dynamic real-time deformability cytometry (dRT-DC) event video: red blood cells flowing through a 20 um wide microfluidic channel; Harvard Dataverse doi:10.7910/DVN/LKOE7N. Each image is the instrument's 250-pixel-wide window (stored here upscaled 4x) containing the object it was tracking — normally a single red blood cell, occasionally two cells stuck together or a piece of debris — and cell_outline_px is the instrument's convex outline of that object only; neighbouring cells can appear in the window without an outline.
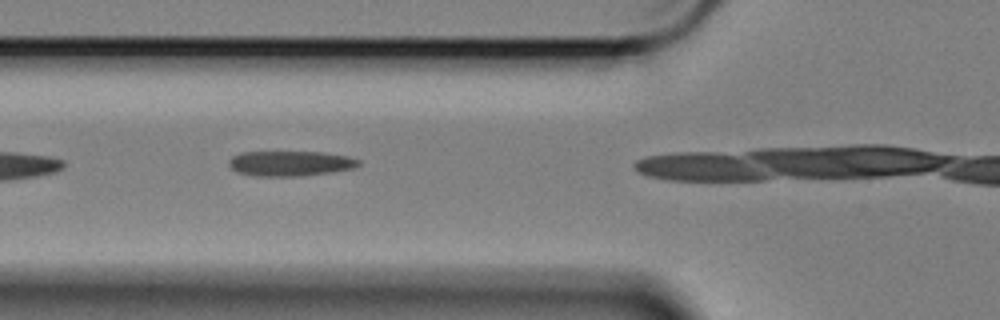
{"species": "Egyptian fruit bat (a non-hibernating species)", "species_latin": "Rousettus aegyptiacus", "temperature_condition": "cold", "stored_images_in_passage": 9, "camera_frame_rate_fps": 3000, "um_per_image_px": 0.085, "animal": {"sex": "female"}, "frame": {"image": 1, "passage_image": 6, "time_ms": 1.667, "image_size_px": [1000, 320], "cell_outline_px": [[360, 164], [352, 168], [332, 172], [304, 176], [256, 176], [236, 172], [228, 164], [228, 160], [232, 156], [240, 152], [324, 152], [348, 156], [360, 160]], "centroid_in_image_um": [24.65, 13.89], "position_along_channel_um": 101.1, "area_um2": 19.13}}